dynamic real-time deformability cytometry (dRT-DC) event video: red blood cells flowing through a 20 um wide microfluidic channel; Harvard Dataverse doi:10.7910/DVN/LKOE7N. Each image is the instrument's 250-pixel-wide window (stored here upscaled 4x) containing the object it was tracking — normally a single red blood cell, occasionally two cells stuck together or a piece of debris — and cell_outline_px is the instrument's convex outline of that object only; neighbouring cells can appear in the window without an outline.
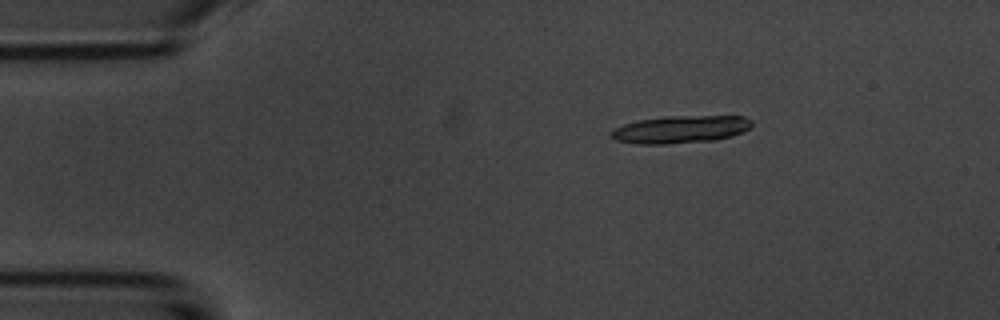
{"species": "common noctule bat (a hibernating species)", "species_latin": "Nyctalus noctula", "temperature_condition": "room temperature", "stored_images_in_passage": 4, "camera_frame_rate_fps": 3000, "um_per_image_px": 0.085, "animal": {"sex": "male", "body_mass_g": 20.1, "forearm_length_mm": 53.5}, "frame": {"image": 1, "passage_image": 3, "time_ms": 2.0, "image_size_px": [1000, 320], "cell_outline_px": [[752, 124], [744, 132], [732, 136], [716, 140], [668, 144], [636, 144], [616, 140], [608, 136], [608, 132], [624, 124], [636, 120], [664, 116], [744, 116], [752, 120]], "centroid_in_image_um": [57.81, 11.0], "position_along_channel_um": 27.2, "area_um2": 22.89}}